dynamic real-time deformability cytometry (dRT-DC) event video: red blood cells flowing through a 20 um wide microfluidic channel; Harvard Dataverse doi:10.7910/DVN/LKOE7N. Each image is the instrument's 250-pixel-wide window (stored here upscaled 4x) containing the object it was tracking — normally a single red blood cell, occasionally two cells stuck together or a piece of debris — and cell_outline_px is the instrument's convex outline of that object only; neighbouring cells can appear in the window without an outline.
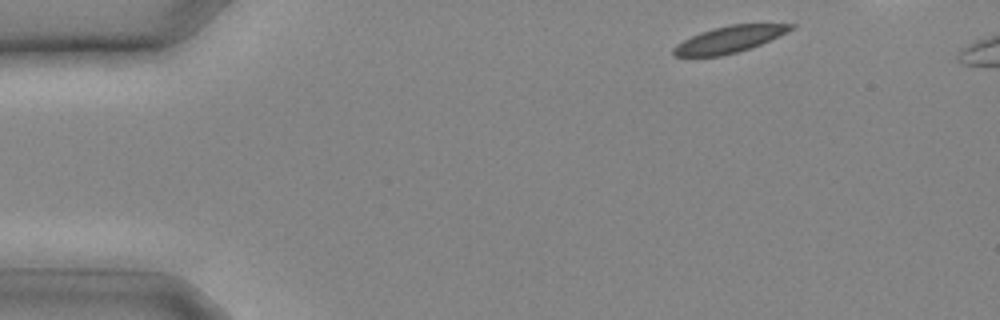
{"species": "common noctule bat (a hibernating species)", "species_latin": "Nyctalus noctula", "temperature_condition": "cold", "stored_images_in_passage": 6, "camera_frame_rate_fps": 3000, "um_per_image_px": 0.085, "animal": {"sex": "male", "body_mass_g": 20.4}, "frame": {"image": 1, "passage_image": 1, "time_ms": 0.0, "image_size_px": [1000, 320], "cell_outline_px": [[796, 24], [792, 28], [760, 44], [736, 52], [720, 56], [676, 56], [672, 52], [672, 48], [676, 44], [700, 32], [732, 24]], "centroid_in_image_um": [61.91, 3.35], "position_along_channel_um": 23.1, "area_um2": 17.51}}